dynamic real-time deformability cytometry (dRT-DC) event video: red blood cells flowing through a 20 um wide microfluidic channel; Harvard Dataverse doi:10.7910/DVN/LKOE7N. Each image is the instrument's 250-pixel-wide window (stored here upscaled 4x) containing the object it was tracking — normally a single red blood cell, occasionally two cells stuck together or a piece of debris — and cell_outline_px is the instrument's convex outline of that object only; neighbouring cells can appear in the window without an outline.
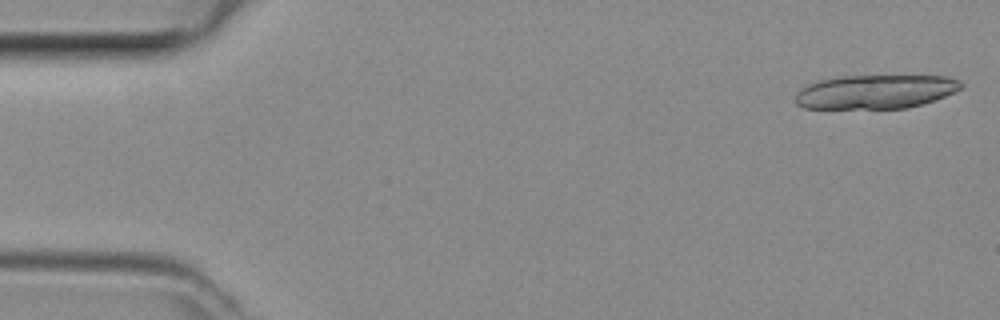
{"species": "common noctule bat (a hibernating species)", "species_latin": "Nyctalus noctula", "temperature_condition": "room temperature", "stored_images_in_passage": 8, "camera_frame_rate_fps": 3000, "um_per_image_px": 0.085, "animal": {"sex": "female", "body_mass_g": 29.2, "forearm_length_mm": 56.3}, "frame": {"image": 1, "passage_image": 1, "time_ms": 0.0, "image_size_px": [1000, 320], "cell_outline_px": [[964, 84], [956, 92], [908, 108], [804, 108], [796, 104], [796, 92], [800, 88], [808, 84], [820, 80], [844, 76], [948, 76], [960, 80]], "centroid_in_image_um": [74.42, 7.79], "position_along_channel_um": 10.6, "area_um2": 32.6}}